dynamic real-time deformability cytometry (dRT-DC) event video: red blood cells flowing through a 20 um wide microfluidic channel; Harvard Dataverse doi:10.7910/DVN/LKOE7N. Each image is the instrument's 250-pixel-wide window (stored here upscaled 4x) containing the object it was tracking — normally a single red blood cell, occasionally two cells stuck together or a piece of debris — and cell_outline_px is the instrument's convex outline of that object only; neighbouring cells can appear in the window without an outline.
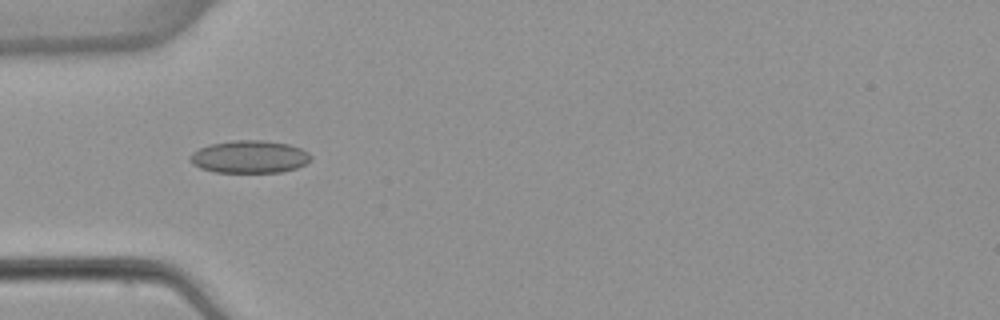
{"species": "common noctule bat (a hibernating species)", "species_latin": "Nyctalus noctula", "temperature_condition": "warm", "stored_images_in_passage": 7, "camera_frame_rate_fps": 3000, "um_per_image_px": 0.085, "animal": {"sex": "female", "body_mass_g": 22.7, "forearm_length_mm": 54.2}, "frame": {"image": 1, "passage_image": 5, "time_ms": 5.0, "image_size_px": [1000, 320], "cell_outline_px": [[312, 160], [296, 168], [280, 172], [216, 172], [200, 168], [192, 164], [188, 160], [188, 156], [192, 152], [208, 144], [232, 140], [264, 140], [288, 144], [300, 148], [308, 152], [312, 156]], "centroid_in_image_um": [21.18, 13.32], "position_along_channel_um": 63.8, "area_um2": 23.12}}
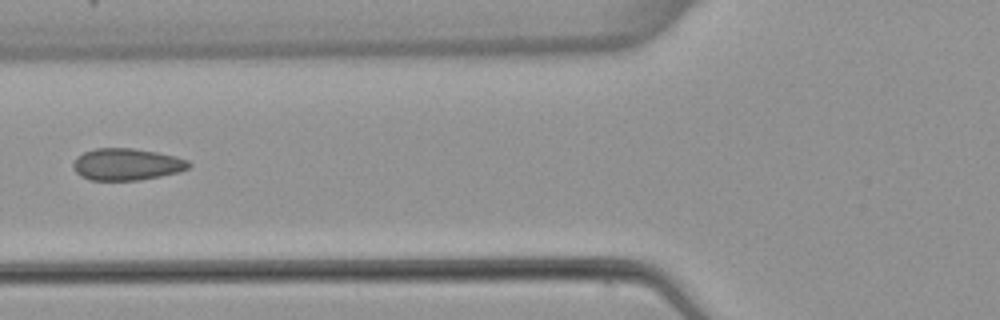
{"frame": {"image": 2, "passage_image": 6, "time_ms": 6.333, "image_size_px": [1000, 320], "cell_outline_px": [[192, 164], [188, 168], [180, 172], [140, 180], [88, 180], [80, 176], [72, 168], [72, 164], [76, 156], [84, 152], [96, 148], [132, 148], [156, 152], [176, 156], [188, 160]], "centroid_in_image_um": [10.75, 13.97], "position_along_channel_um": 115.0, "area_um2": 21.68}}
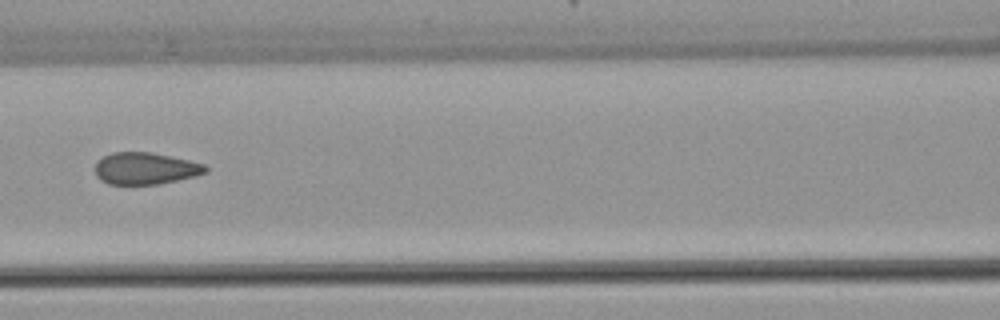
{"frame": {"image": 3, "passage_image": 7, "time_ms": 7.333, "image_size_px": [1000, 320], "cell_outline_px": [[208, 172], [196, 176], [156, 184], [108, 184], [100, 180], [96, 176], [96, 160], [112, 152], [152, 152], [188, 160], [204, 164], [208, 168]], "centroid_in_image_um": [12.34, 14.31], "position_along_channel_um": 154.3, "area_um2": 20.52}}